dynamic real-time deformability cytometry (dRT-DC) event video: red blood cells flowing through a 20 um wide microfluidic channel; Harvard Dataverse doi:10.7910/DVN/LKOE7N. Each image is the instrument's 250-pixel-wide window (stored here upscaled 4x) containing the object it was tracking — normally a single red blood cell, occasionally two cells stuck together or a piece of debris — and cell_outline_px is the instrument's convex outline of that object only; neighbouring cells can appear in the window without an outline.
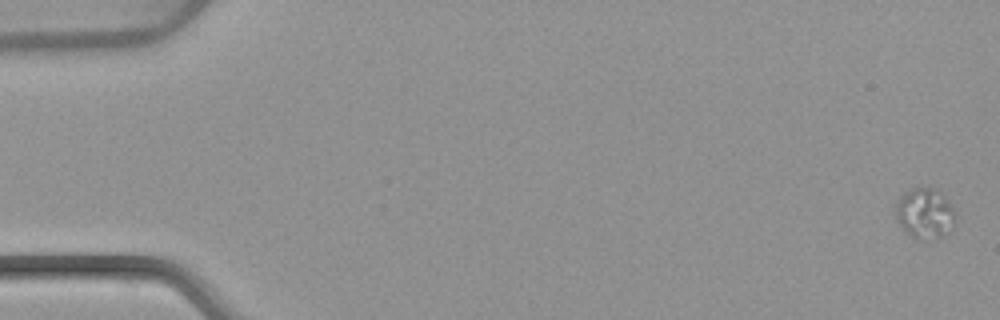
{"species": "common noctule bat (a hibernating species)", "species_latin": "Nyctalus noctula", "temperature_condition": "warm", "stored_images_in_passage": 7, "camera_frame_rate_fps": 3000, "um_per_image_px": 0.085, "animal": {"sex": "female", "body_mass_g": 22.7, "forearm_length_mm": 54.2}, "frame": {"image": 1, "passage_image": 1, "time_ms": 0.0, "image_size_px": [1000, 320], "cell_outline_px": [[956, 216], [944, 236], [912, 236], [896, 220], [896, 204], [904, 192], [912, 188], [936, 188], [944, 196], [956, 212]], "centroid_in_image_um": [78.61, 18.06], "position_along_channel_um": 6.4, "area_um2": 16.7}}
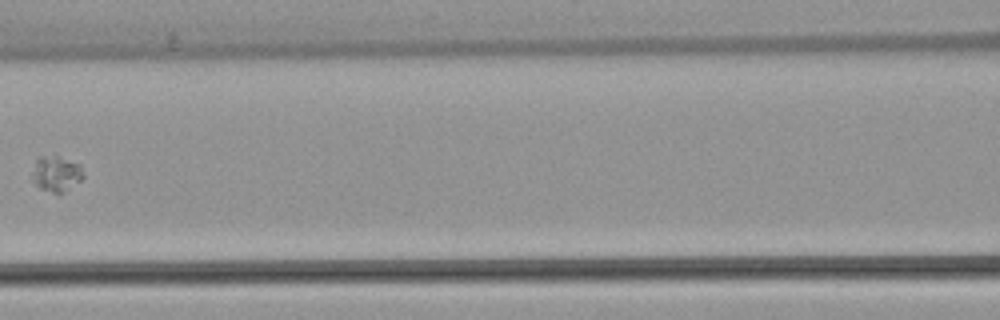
{"frame": {"image": 2, "passage_image": 6, "time_ms": 8.0, "image_size_px": [1000, 320], "cell_outline_px": [[84, 176], [80, 180], [64, 192], [52, 192], [40, 188], [32, 180], [32, 172], [36, 160], [40, 156], [56, 152], [80, 164]], "centroid_in_image_um": [4.78, 14.68], "position_along_channel_um": 161.8, "area_um2": 10.92}}
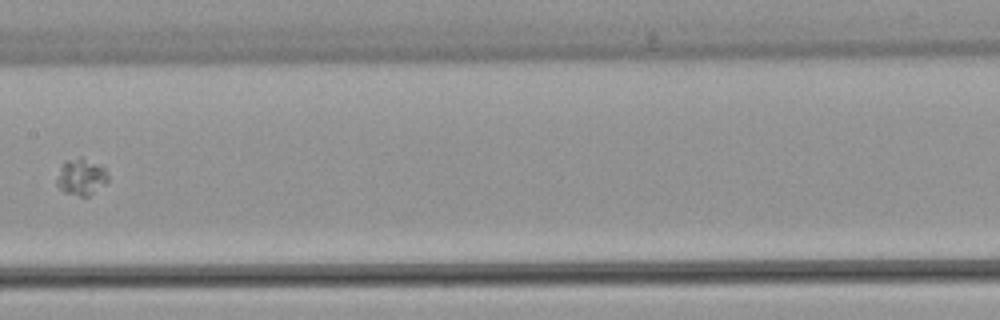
{"frame": {"image": 3, "passage_image": 7, "time_ms": 9.0, "image_size_px": [1000, 320], "cell_outline_px": [[108, 180], [104, 184], [88, 196], [80, 196], [64, 192], [56, 184], [56, 180], [64, 160], [80, 156], [104, 168], [108, 176]], "centroid_in_image_um": [6.87, 15.02], "position_along_channel_um": 200.5, "area_um2": 10.69}}